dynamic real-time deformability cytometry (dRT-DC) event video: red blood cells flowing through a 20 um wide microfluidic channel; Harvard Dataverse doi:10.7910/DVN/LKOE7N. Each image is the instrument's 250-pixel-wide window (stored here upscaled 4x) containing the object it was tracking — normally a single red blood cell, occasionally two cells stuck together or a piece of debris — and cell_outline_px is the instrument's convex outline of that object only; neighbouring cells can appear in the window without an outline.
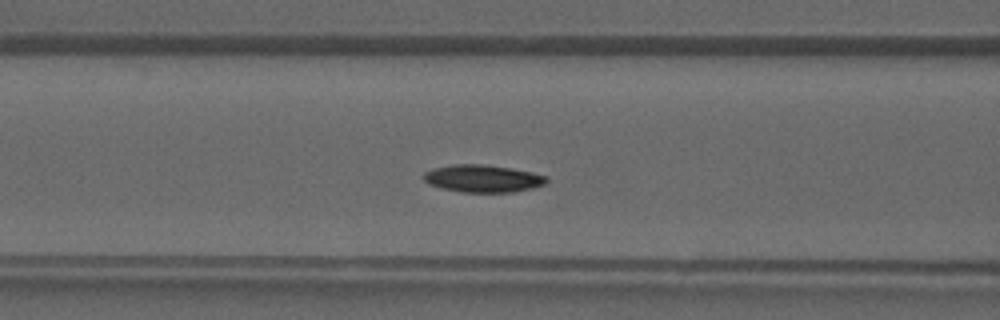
{"species": "common noctule bat (a hibernating species)", "species_latin": "Nyctalus noctula", "temperature_condition": "warm", "stored_images_in_passage": 31, "camera_frame_rate_fps": 3000, "um_per_image_px": 0.085, "animal": {"sex": "male", "forearm_length_mm": 52.5}, "frame": {"image": 1, "passage_image": 13, "time_ms": 4.0, "image_size_px": [1000, 320], "cell_outline_px": [[548, 180], [544, 184], [532, 188], [512, 192], [460, 192], [440, 188], [428, 184], [420, 176], [424, 172], [432, 168], [452, 164], [484, 164], [512, 168], [532, 172], [548, 176]], "centroid_in_image_um": [40.99, 15.17], "position_along_channel_um": 125.6, "area_um2": 19.94}}
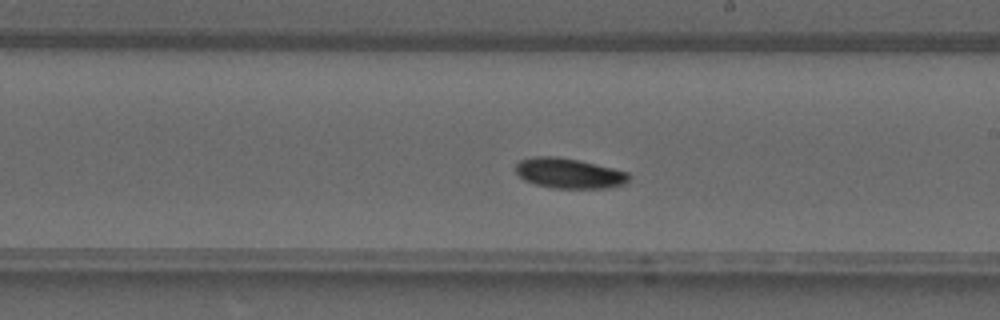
{"frame": {"image": 2, "passage_image": 20, "time_ms": 6.333, "image_size_px": [1000, 320], "cell_outline_px": [[632, 176], [628, 184], [608, 188], [552, 188], [536, 184], [524, 180], [516, 172], [516, 164], [520, 160], [536, 156], [556, 156], [580, 160], [628, 172]], "centroid_in_image_um": [48.43, 14.73], "position_along_channel_um": 240.6, "area_um2": 20.11}}
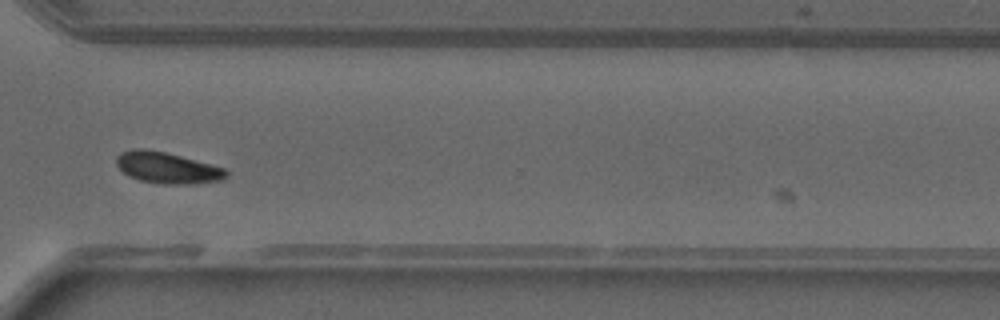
{"frame": {"image": 3, "passage_image": 27, "time_ms": 8.667, "image_size_px": [1000, 320], "cell_outline_px": [[228, 176], [224, 180], [188, 184], [164, 184], [140, 180], [128, 176], [116, 164], [116, 156], [120, 152], [132, 148], [144, 148], [164, 152], [180, 156], [224, 168], [228, 172]], "centroid_in_image_um": [14.19, 14.26], "position_along_channel_um": 356.4, "area_um2": 19.94}}